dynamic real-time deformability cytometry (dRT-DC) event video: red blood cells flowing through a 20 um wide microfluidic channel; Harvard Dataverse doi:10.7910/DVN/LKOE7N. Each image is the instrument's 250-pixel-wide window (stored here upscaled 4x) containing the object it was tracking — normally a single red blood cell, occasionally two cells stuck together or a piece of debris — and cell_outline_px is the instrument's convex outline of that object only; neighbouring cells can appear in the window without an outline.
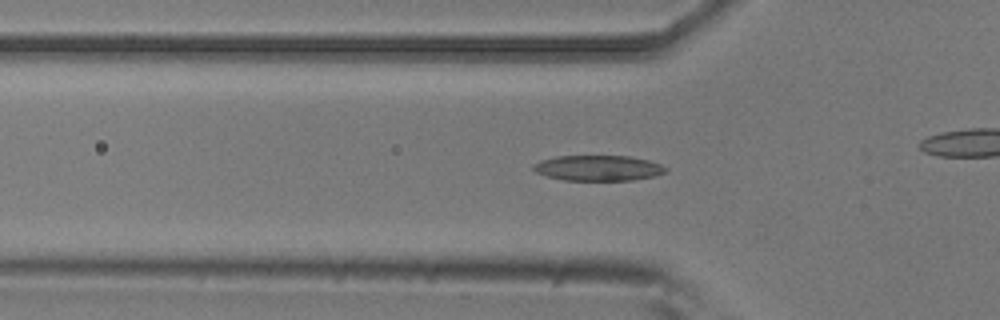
{"species": "common noctule bat (a hibernating species)", "species_latin": "Nyctalus noctula", "temperature_condition": "room temperature", "stored_images_in_passage": 11, "camera_frame_rate_fps": 3000, "um_per_image_px": 0.085, "animal": {"sex": "male", "body_mass_g": 20.5, "forearm_length_mm": 52.5}, "frame": {"image": 1, "passage_image": 6, "time_ms": 1.667, "image_size_px": [1000, 320], "cell_outline_px": [[668, 172], [652, 176], [632, 180], [564, 180], [548, 176], [536, 172], [532, 168], [532, 164], [540, 160], [556, 156], [628, 156], [648, 160], [660, 164], [668, 168]], "centroid_in_image_um": [50.84, 14.28], "position_along_channel_um": 75.0, "area_um2": 19.59}}